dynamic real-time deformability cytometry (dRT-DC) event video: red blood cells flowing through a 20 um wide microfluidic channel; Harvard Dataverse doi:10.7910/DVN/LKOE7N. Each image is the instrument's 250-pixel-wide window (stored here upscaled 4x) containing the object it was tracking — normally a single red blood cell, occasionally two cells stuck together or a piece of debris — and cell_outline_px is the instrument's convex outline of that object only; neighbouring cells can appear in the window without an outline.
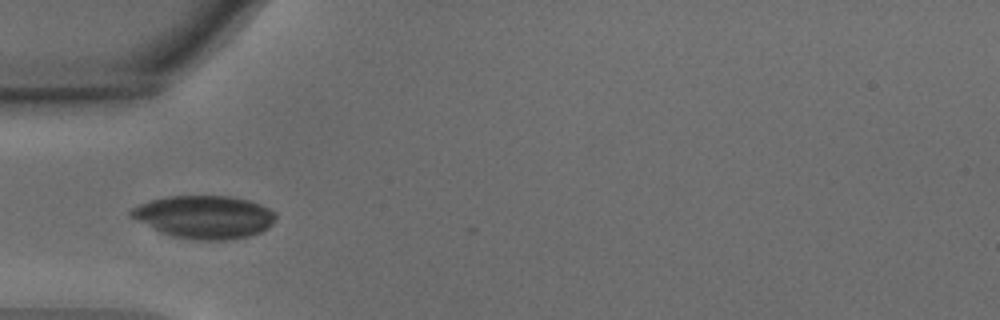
{"species": "common noctule bat (a hibernating species)", "species_latin": "Nyctalus noctula", "temperature_condition": "warm", "stored_images_in_passage": 29, "camera_frame_rate_fps": 3000, "um_per_image_px": 0.085, "animal": {"sex": "male", "body_mass_g": 15.6}, "frame": {"image": 1, "passage_image": 1, "time_ms": 0.0, "image_size_px": [1000, 320], "cell_outline_px": [[276, 220], [268, 228], [260, 232], [248, 236], [228, 240], [188, 240], [172, 236], [160, 232], [132, 216], [128, 212], [132, 208], [140, 204], [152, 200], [168, 196], [232, 196], [248, 200], [260, 204], [276, 212]], "centroid_in_image_um": [17.42, 18.45], "position_along_channel_um": 67.6, "area_um2": 36.13}}
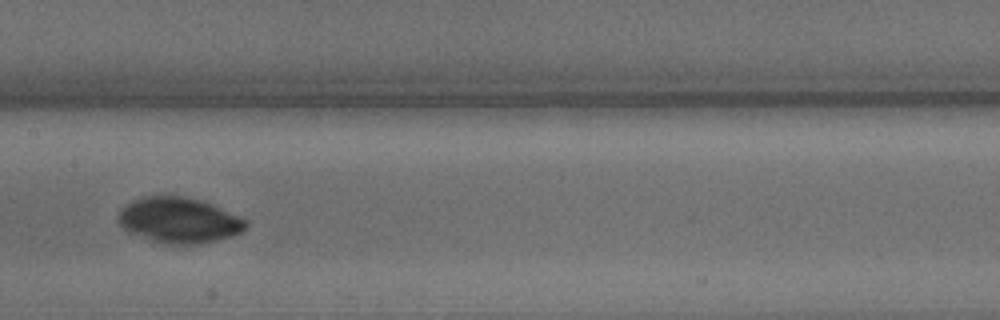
{"frame": {"image": 2, "passage_image": 11, "time_ms": 3.333, "image_size_px": [1000, 320], "cell_outline_px": [[248, 228], [232, 236], [200, 244], [164, 244], [128, 232], [116, 220], [116, 216], [120, 208], [132, 200], [144, 196], [184, 196], [200, 200], [212, 204], [248, 220]], "centroid_in_image_um": [15.2, 18.72], "position_along_channel_um": 192.2, "area_um2": 34.1}}
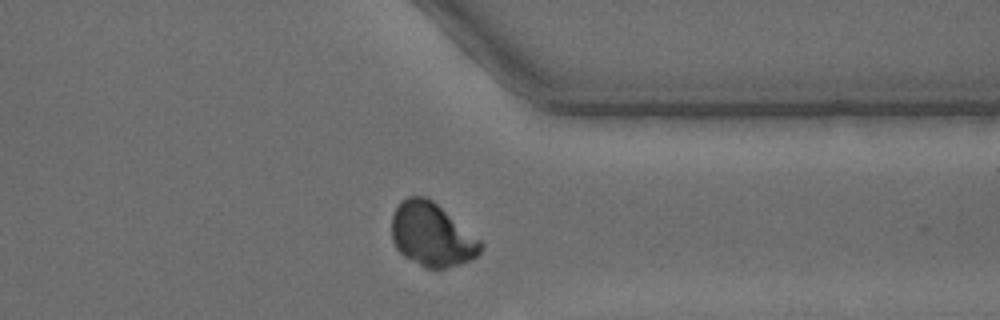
{"frame": {"image": 3, "passage_image": 26, "time_ms": 8.333, "image_size_px": [1000, 320], "cell_outline_px": [[484, 244], [480, 252], [476, 256], [460, 264], [444, 268], [424, 268], [404, 256], [396, 248], [392, 240], [392, 216], [400, 200], [408, 196], [424, 196], [432, 200], [480, 240]], "centroid_in_image_um": [36.67, 19.95], "position_along_channel_um": 374.7, "area_um2": 32.66}}